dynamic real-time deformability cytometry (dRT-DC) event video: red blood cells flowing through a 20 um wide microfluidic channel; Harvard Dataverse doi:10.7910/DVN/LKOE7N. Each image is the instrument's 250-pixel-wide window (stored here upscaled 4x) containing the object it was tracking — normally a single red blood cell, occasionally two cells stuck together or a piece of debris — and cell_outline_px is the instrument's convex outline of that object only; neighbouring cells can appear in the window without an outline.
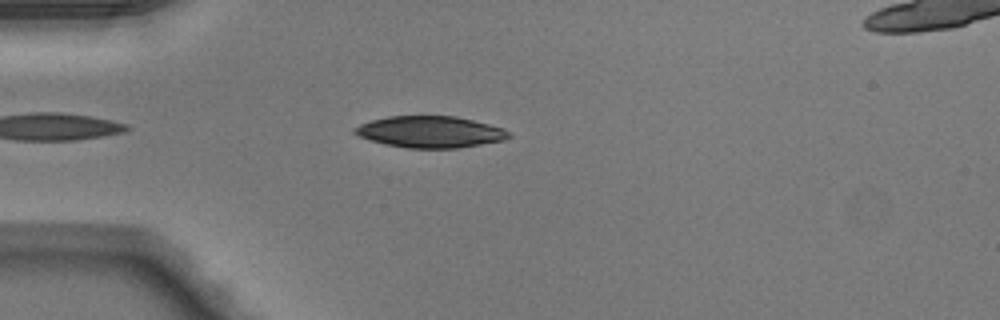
{"species": "Egyptian fruit bat (a non-hibernating species)", "species_latin": "Rousettus aegyptiacus", "temperature_condition": "warm", "stored_images_in_passage": 32, "camera_frame_rate_fps": 3000, "um_per_image_px": 0.085, "animal": {"sex": "male"}, "frame": {"image": 1, "passage_image": 4, "time_ms": 1.0, "image_size_px": [1000, 320], "cell_outline_px": [[512, 136], [504, 140], [456, 148], [408, 148], [384, 144], [360, 136], [352, 132], [352, 128], [360, 124], [372, 120], [388, 116], [456, 116], [504, 128], [512, 132]], "centroid_in_image_um": [36.58, 11.21], "position_along_channel_um": 48.4, "area_um2": 28.26}}
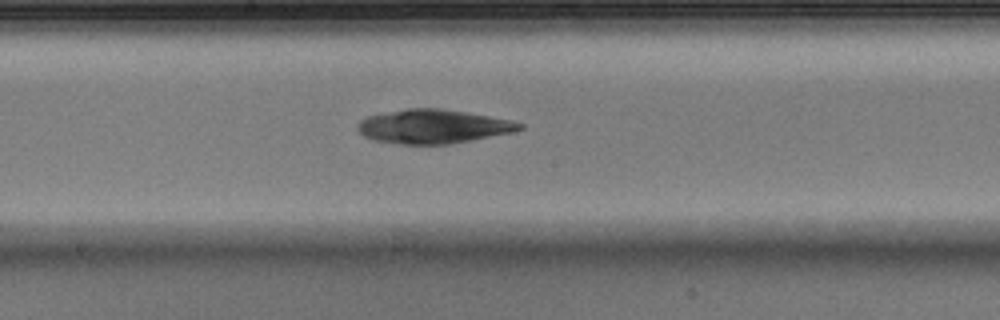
{"frame": {"image": 2, "passage_image": 17, "time_ms": 5.333, "image_size_px": [1000, 320], "cell_outline_px": [[524, 128], [512, 132], [448, 144], [400, 144], [376, 140], [364, 136], [356, 128], [356, 124], [360, 120], [368, 116], [408, 108], [440, 108], [512, 120], [524, 124]], "centroid_in_image_um": [36.8, 10.74], "position_along_channel_um": 211.4, "area_um2": 31.67}}
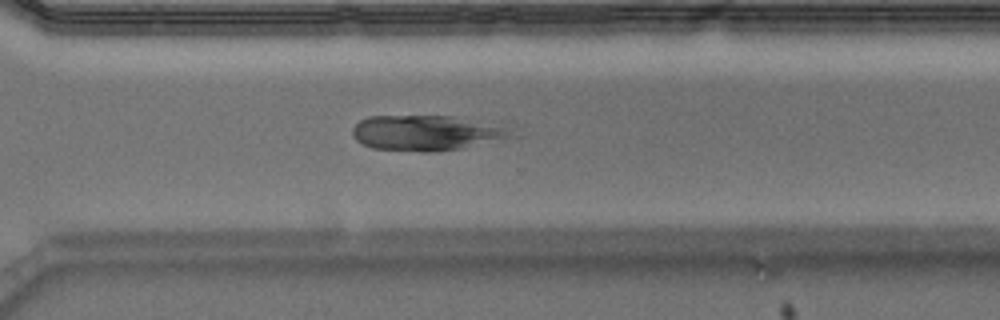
{"frame": {"image": 3, "passage_image": 26, "time_ms": 8.333, "image_size_px": [1000, 320], "cell_outline_px": [[520, 136], [460, 148], [432, 152], [420, 152], [372, 148], [356, 140], [352, 136], [352, 128], [360, 120], [368, 116], [452, 116], [504, 128]], "centroid_in_image_um": [36.16, 11.31], "position_along_channel_um": 334.4, "area_um2": 32.25}}